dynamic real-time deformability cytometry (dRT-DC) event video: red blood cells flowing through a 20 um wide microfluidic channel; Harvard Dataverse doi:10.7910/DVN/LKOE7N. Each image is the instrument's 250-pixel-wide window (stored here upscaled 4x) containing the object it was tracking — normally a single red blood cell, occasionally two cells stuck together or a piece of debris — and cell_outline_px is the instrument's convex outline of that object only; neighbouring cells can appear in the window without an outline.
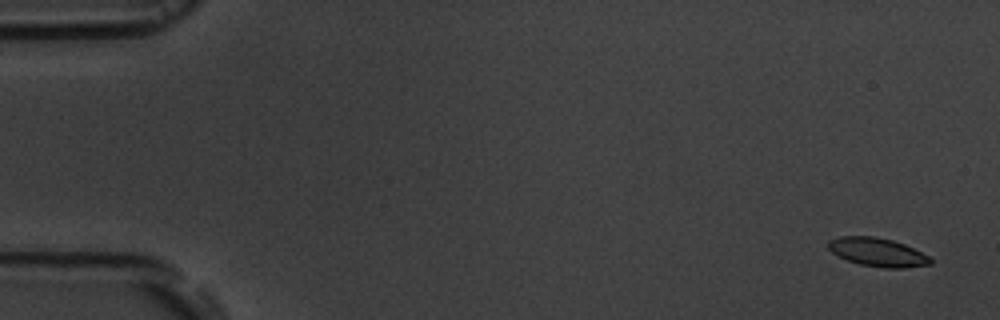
{"species": "common noctule bat (a hibernating species)", "species_latin": "Nyctalus noctula", "temperature_condition": "room temperature", "stored_images_in_passage": 6, "camera_frame_rate_fps": 3000, "um_per_image_px": 0.085, "animal": {"sex": "male", "body_mass_g": 19.5, "forearm_length_mm": 54.6}, "frame": {"image": 1, "passage_image": 1, "time_ms": 0.0, "image_size_px": [1000, 320], "cell_outline_px": [[932, 264], [904, 268], [884, 268], [860, 264], [848, 260], [832, 252], [828, 248], [828, 240], [840, 236], [872, 236], [892, 240], [904, 244], [928, 256], [932, 260]], "centroid_in_image_um": [74.58, 21.43], "position_along_channel_um": 10.4, "area_um2": 16.82}}
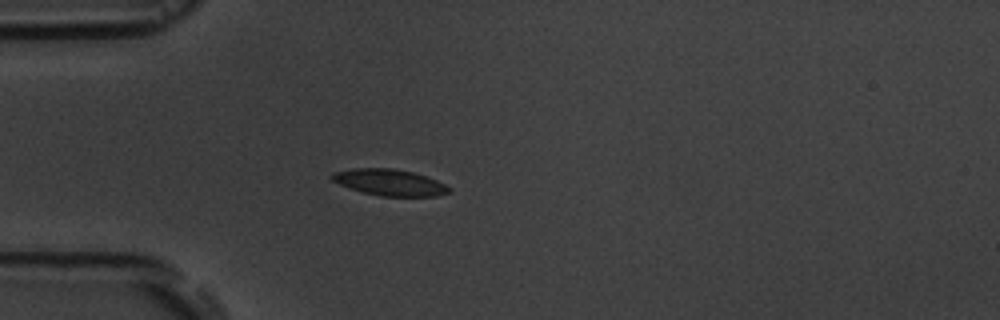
{"frame": {"image": 2, "passage_image": 5, "time_ms": 4.667, "image_size_px": [1000, 320], "cell_outline_px": [[452, 192], [436, 196], [380, 196], [348, 188], [332, 180], [328, 176], [332, 172], [352, 168], [396, 168], [412, 172], [436, 180], [452, 188]], "centroid_in_image_um": [33.09, 15.5], "position_along_channel_um": 51.9, "area_um2": 18.09}}